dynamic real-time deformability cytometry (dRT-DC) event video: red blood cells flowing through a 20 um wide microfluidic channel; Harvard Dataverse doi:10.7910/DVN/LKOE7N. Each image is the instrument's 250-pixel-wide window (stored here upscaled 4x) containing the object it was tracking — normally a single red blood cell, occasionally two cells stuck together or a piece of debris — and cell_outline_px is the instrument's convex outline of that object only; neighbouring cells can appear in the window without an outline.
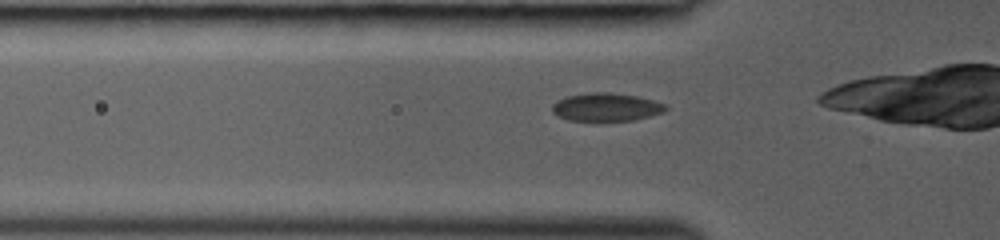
{"species": "common noctule bat (a hibernating species)", "species_latin": "Nyctalus noctula", "temperature_condition": "room temperature", "stored_images_in_passage": 26, "camera_frame_rate_fps": 3000, "um_per_image_px": 0.085, "animal": {"sex": "female", "body_mass_g": 19.0, "forearm_length_mm": 53.3}, "frame": {"image": 1, "passage_image": 3, "time_ms": 0.667, "image_size_px": [1000, 240], "cell_outline_px": [[668, 108], [664, 112], [636, 120], [600, 124], [596, 124], [568, 120], [552, 112], [552, 104], [556, 100], [568, 96], [592, 92], [612, 92], [636, 96], [652, 100], [664, 104]], "centroid_in_image_um": [51.5, 9.16], "position_along_channel_um": 74.3, "area_um2": 19.48}}
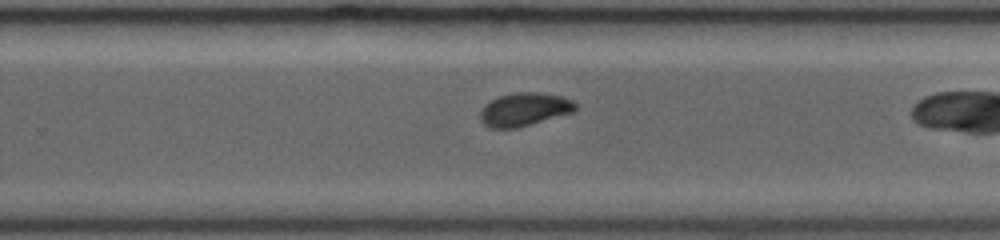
{"frame": {"image": 2, "passage_image": 17, "time_ms": 5.333, "image_size_px": [1000, 240], "cell_outline_px": [[576, 108], [572, 112], [516, 128], [488, 128], [480, 120], [480, 112], [484, 104], [500, 96], [516, 92], [540, 92], [560, 96], [572, 100], [576, 104]], "centroid_in_image_um": [44.53, 9.29], "position_along_channel_um": 285.3, "area_um2": 18.26}}
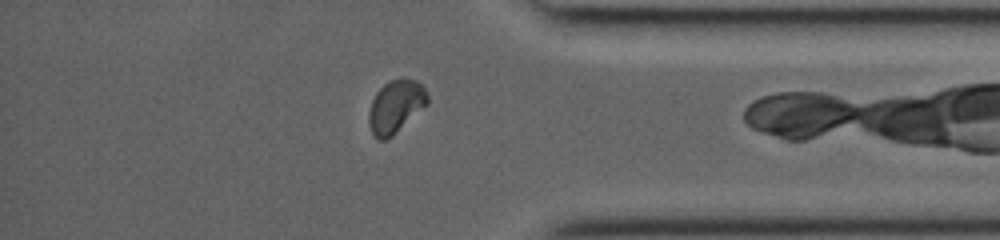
{"frame": {"image": 3, "passage_image": 25, "time_ms": 8.0, "image_size_px": [1000, 240], "cell_outline_px": [[428, 104], [392, 136], [384, 140], [376, 140], [368, 124], [368, 112], [372, 100], [376, 92], [388, 80], [400, 76], [416, 80], [424, 88], [428, 96]], "centroid_in_image_um": [33.62, 9.03], "position_along_channel_um": 401.6, "area_um2": 18.32}}